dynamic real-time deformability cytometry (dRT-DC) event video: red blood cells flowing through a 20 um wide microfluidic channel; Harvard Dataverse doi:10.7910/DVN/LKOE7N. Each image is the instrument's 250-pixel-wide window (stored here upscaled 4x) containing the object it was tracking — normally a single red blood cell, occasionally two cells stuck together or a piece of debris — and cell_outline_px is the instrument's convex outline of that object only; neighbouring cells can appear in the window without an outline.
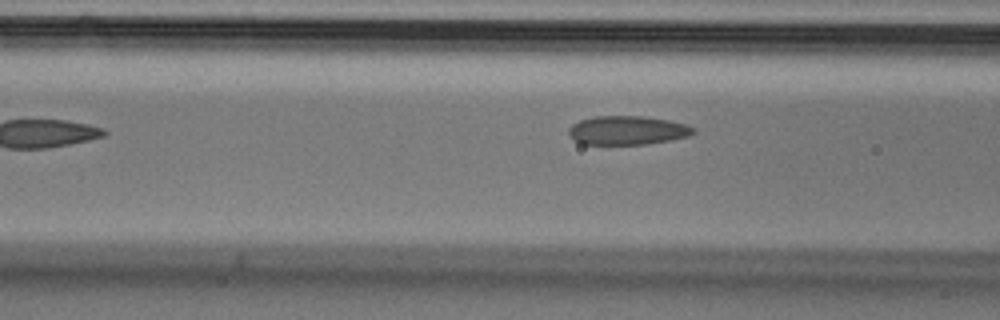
{"species": "Egyptian fruit bat (a non-hibernating species)", "species_latin": "Rousettus aegyptiacus", "temperature_condition": "cold", "stored_images_in_passage": 9, "camera_frame_rate_fps": 3000, "um_per_image_px": 0.085, "animal": {"sex": "male"}, "frame": {"image": 1, "passage_image": 7, "time_ms": 2.0, "image_size_px": [1000, 320], "cell_outline_px": [[696, 132], [688, 136], [668, 140], [644, 144], [580, 144], [568, 132], [568, 128], [572, 124], [580, 120], [592, 116], [644, 116], [668, 120], [684, 124], [692, 128]], "centroid_in_image_um": [53.28, 11.07], "position_along_channel_um": 113.3, "area_um2": 20.75}}
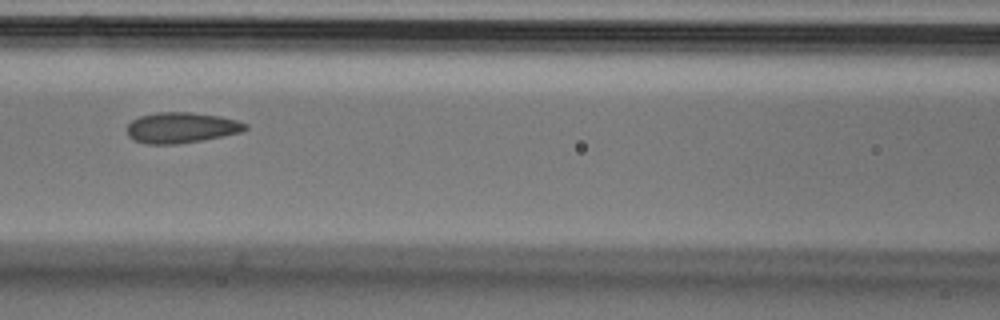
{"frame": {"image": 2, "passage_image": 8, "time_ms": 2.333, "image_size_px": [1000, 320], "cell_outline_px": [[248, 128], [240, 132], [200, 140], [176, 144], [144, 144], [128, 136], [128, 124], [132, 120], [140, 116], [156, 112], [192, 112], [220, 116], [236, 120], [248, 124]], "centroid_in_image_um": [15.4, 10.84], "position_along_channel_um": 151.2, "area_um2": 20.98}}
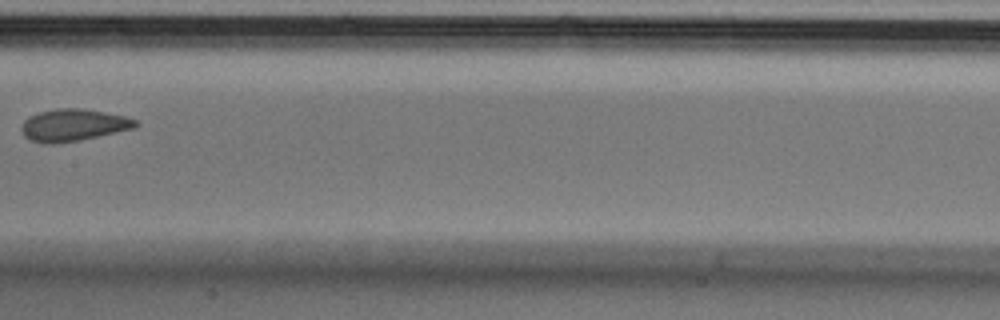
{"frame": {"image": 3, "passage_image": 9, "time_ms": 2.667, "image_size_px": [1000, 320], "cell_outline_px": [[140, 124], [136, 128], [80, 140], [56, 144], [44, 144], [28, 140], [24, 136], [20, 128], [24, 120], [28, 116], [40, 112], [60, 108], [76, 108], [104, 112], [124, 116], [136, 120]], "centroid_in_image_um": [6.2, 10.65], "position_along_channel_um": 201.2, "area_um2": 21.44}}